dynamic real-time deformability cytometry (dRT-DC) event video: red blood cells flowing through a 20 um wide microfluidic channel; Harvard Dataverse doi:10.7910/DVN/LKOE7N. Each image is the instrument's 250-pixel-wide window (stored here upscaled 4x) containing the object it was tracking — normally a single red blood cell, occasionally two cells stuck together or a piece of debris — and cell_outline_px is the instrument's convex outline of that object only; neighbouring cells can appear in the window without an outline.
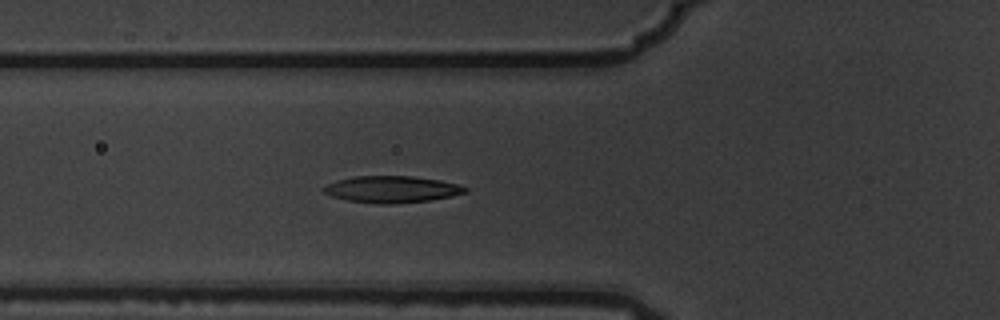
{"species": "common noctule bat (a hibernating species)", "species_latin": "Nyctalus noctula", "temperature_condition": "warm", "stored_images_in_passage": 6, "camera_frame_rate_fps": 3000, "um_per_image_px": 0.085, "animal": {"sex": "male", "body_mass_g": 19.5, "forearm_length_mm": 54.6}, "frame": {"image": 1, "passage_image": 6, "time_ms": 1.667, "image_size_px": [1000, 320], "cell_outline_px": [[468, 192], [452, 196], [428, 200], [396, 204], [376, 204], [348, 200], [332, 196], [324, 192], [320, 188], [336, 180], [356, 176], [412, 176], [440, 180], [456, 184], [468, 188]], "centroid_in_image_um": [33.29, 16.09], "position_along_channel_um": 92.5, "area_um2": 22.02}}